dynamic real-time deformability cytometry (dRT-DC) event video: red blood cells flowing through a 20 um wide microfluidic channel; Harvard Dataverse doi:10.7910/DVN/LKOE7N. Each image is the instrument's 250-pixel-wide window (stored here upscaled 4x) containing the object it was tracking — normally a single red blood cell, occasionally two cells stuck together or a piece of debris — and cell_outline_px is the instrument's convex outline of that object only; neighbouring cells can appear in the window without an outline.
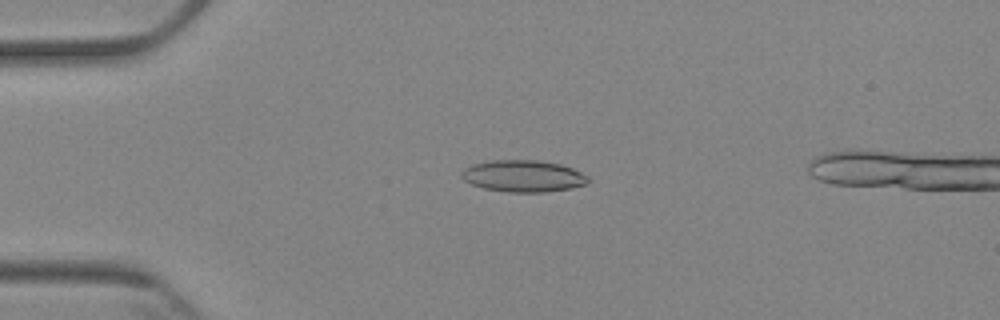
{"species": "Egyptian fruit bat (a non-hibernating species)", "species_latin": "Rousettus aegyptiacus", "temperature_condition": "cold", "stored_images_in_passage": 5, "camera_frame_rate_fps": 3000, "um_per_image_px": 0.085, "animal": {"sex": "female"}, "frame": {"image": 1, "passage_image": 3, "time_ms": 3.0, "image_size_px": [1000, 320], "cell_outline_px": [[588, 184], [572, 188], [548, 192], [508, 192], [484, 188], [472, 184], [464, 180], [460, 176], [460, 172], [464, 168], [472, 164], [488, 160], [540, 160], [560, 164], [572, 168], [588, 176]], "centroid_in_image_um": [44.46, 14.96], "position_along_channel_um": 40.5, "area_um2": 23.64}}
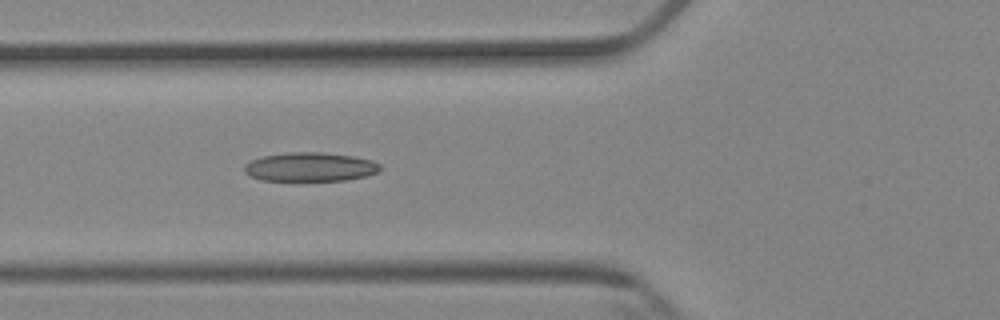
{"frame": {"image": 2, "passage_image": 5, "time_ms": 5.333, "image_size_px": [1000, 320], "cell_outline_px": [[380, 172], [364, 176], [344, 180], [260, 180], [248, 176], [244, 172], [244, 164], [252, 160], [264, 156], [288, 152], [324, 152], [352, 156], [372, 160], [380, 164]], "centroid_in_image_um": [26.34, 14.18], "position_along_channel_um": 99.5, "area_um2": 22.89}}